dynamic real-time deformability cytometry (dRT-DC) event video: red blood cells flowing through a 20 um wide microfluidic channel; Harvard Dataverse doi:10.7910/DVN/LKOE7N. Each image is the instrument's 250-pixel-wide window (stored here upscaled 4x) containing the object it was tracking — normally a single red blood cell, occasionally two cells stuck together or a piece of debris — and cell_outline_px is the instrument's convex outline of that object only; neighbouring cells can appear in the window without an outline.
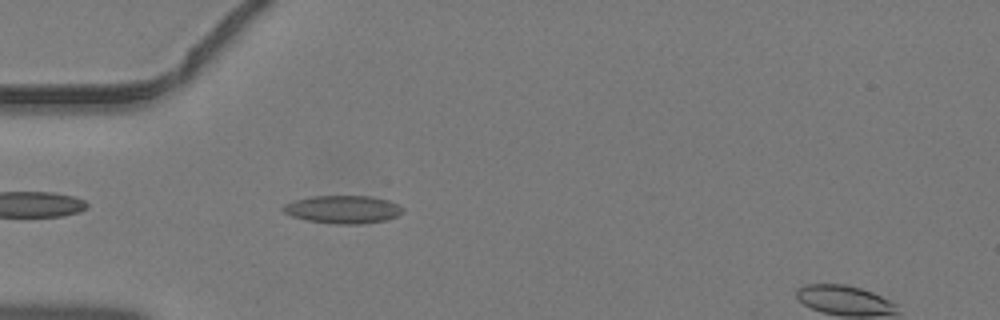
{"species": "common noctule bat (a hibernating species)", "species_latin": "Nyctalus noctula", "temperature_condition": "warm", "stored_images_in_passage": 31, "camera_frame_rate_fps": 3000, "um_per_image_px": 0.085, "animal": {"sex": "male", "body_mass_g": 19.2, "forearm_length_mm": 51.8}, "frame": {"image": 1, "passage_image": 3, "time_ms": 0.667, "image_size_px": [1000, 320], "cell_outline_px": [[404, 212], [396, 216], [384, 220], [360, 224], [336, 224], [308, 220], [292, 216], [284, 212], [280, 208], [284, 204], [296, 200], [312, 196], [372, 196], [388, 200], [400, 204], [404, 208]], "centroid_in_image_um": [29.18, 17.79], "position_along_channel_um": 55.8, "area_um2": 19.48}}
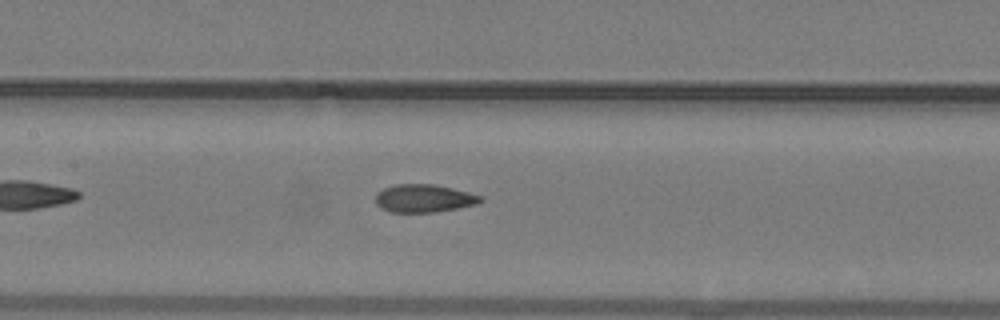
{"frame": {"image": 2, "passage_image": 11, "time_ms": 3.333, "image_size_px": [1000, 320], "cell_outline_px": [[484, 200], [476, 204], [436, 212], [392, 212], [376, 204], [376, 192], [384, 188], [396, 184], [432, 184], [452, 188], [468, 192], [480, 196]], "centroid_in_image_um": [36.02, 16.85], "position_along_channel_um": 171.4, "area_um2": 16.88}}
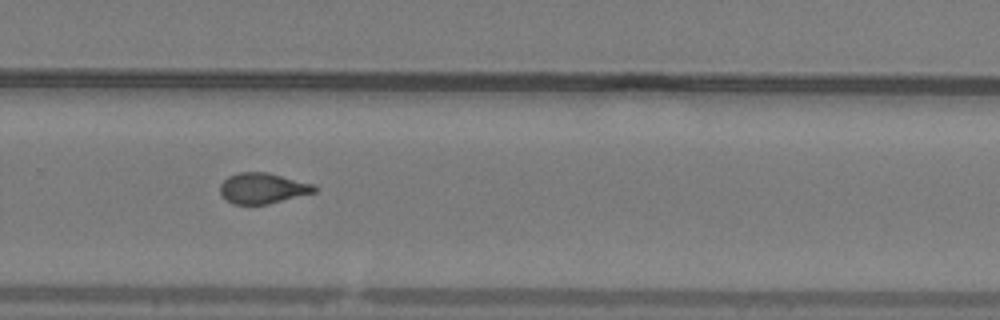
{"frame": {"image": 3, "passage_image": 20, "time_ms": 6.333, "image_size_px": [1000, 320], "cell_outline_px": [[316, 192], [268, 204], [232, 204], [224, 200], [220, 192], [220, 184], [228, 176], [240, 172], [268, 172], [312, 184], [316, 188]], "centroid_in_image_um": [22.28, 16.01], "position_along_channel_um": 307.5, "area_um2": 16.82}}